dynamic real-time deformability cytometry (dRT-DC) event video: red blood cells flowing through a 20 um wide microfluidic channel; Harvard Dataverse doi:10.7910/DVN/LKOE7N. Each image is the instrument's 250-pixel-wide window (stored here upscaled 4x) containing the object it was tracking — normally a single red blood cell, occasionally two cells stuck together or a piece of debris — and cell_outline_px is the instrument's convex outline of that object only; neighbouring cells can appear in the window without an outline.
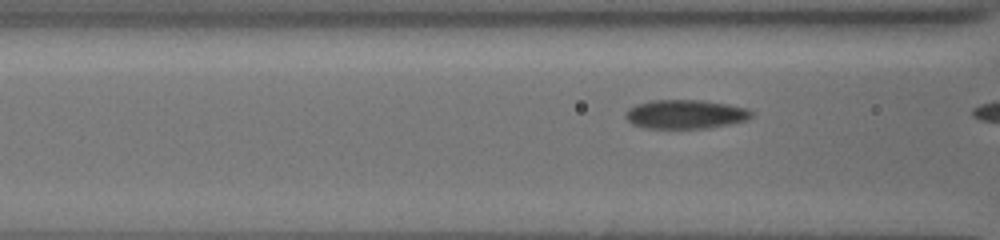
{"species": "common noctule bat (a hibernating species)", "species_latin": "Nyctalus noctula", "temperature_condition": "cold", "stored_images_in_passage": 15, "camera_frame_rate_fps": 3000, "um_per_image_px": 0.085, "animal": {"sex": "female", "body_mass_g": 19.5, "forearm_length_mm": 54.1}, "frame": {"image": 1, "passage_image": 12, "time_ms": 1.667, "image_size_px": [1000, 240], "cell_outline_px": [[756, 112], [748, 120], [708, 128], [644, 128], [632, 124], [624, 116], [624, 112], [628, 108], [636, 104], [652, 100], [700, 100], [728, 104], [748, 108]], "centroid_in_image_um": [58.27, 9.71], "position_along_channel_um": 108.3, "area_um2": 21.5}}